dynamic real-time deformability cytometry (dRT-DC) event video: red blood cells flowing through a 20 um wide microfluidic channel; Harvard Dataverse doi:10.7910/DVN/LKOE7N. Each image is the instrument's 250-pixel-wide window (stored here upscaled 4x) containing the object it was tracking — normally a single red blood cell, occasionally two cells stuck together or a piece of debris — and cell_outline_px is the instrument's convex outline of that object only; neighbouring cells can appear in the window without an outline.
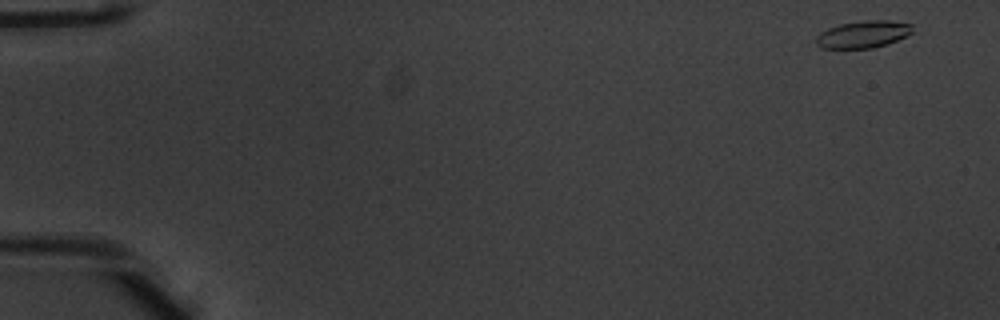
{"species": "common noctule bat (a hibernating species)", "species_latin": "Nyctalus noctula", "temperature_condition": "warm", "stored_images_in_passage": 51, "camera_frame_rate_fps": 3000, "um_per_image_px": 0.085, "animal": {"sex": "male", "body_mass_g": 20.1, "forearm_length_mm": 53.5}, "frame": {"image": 1, "passage_image": 1, "time_ms": 0.0, "image_size_px": [1000, 320], "cell_outline_px": [[912, 32], [908, 36], [888, 44], [872, 48], [820, 48], [816, 44], [816, 36], [820, 32], [828, 28], [840, 24], [864, 20], [888, 20], [912, 24]], "centroid_in_image_um": [73.37, 2.92], "position_along_channel_um": 11.6, "area_um2": 15.37}}
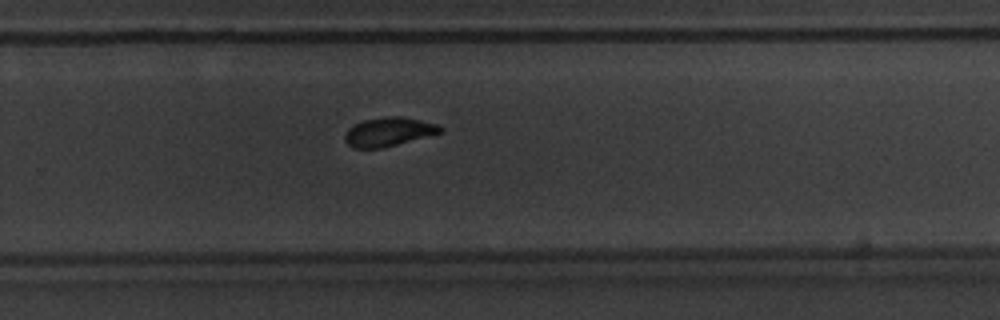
{"frame": {"image": 2, "passage_image": 34, "time_ms": 11.0, "image_size_px": [1000, 320], "cell_outline_px": [[444, 132], [384, 148], [352, 148], [344, 140], [344, 136], [348, 128], [364, 120], [384, 116], [400, 116], [420, 120], [436, 124], [444, 128]], "centroid_in_image_um": [33.05, 11.21], "position_along_channel_um": 296.8, "area_um2": 16.18}}
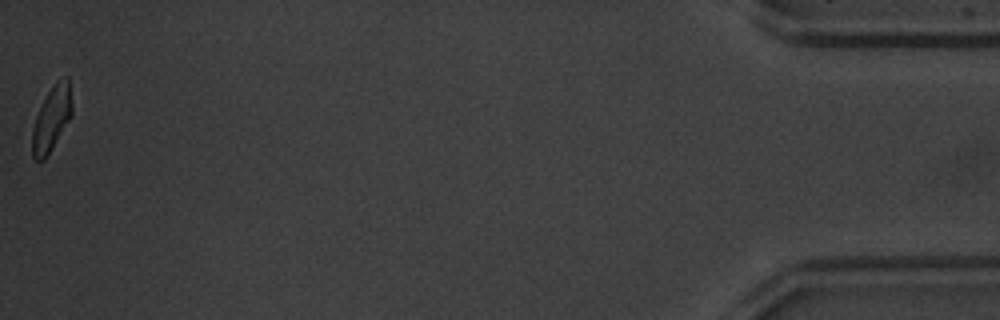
{"frame": {"image": 3, "passage_image": 51, "time_ms": 16.667, "image_size_px": [1000, 320], "cell_outline_px": [[72, 116], [44, 160], [36, 160], [32, 156], [32, 128], [36, 116], [48, 92], [56, 80], [68, 76], [72, 104]], "centroid_in_image_um": [4.39, 10.08], "position_along_channel_um": 430.8, "area_um2": 14.85}, "authors_computed_cell_mechanics": {"area_um2": 16.1262, "velocity_mm_per_s": 3.9208, "shape_relaxation_time_tau1_ms": 1.8894, "shape_relaxation_time_tau2_ms": 2.0049, "deformation_change_tau1": 0.1397, "deformation_change_tau2": 0.0831}}